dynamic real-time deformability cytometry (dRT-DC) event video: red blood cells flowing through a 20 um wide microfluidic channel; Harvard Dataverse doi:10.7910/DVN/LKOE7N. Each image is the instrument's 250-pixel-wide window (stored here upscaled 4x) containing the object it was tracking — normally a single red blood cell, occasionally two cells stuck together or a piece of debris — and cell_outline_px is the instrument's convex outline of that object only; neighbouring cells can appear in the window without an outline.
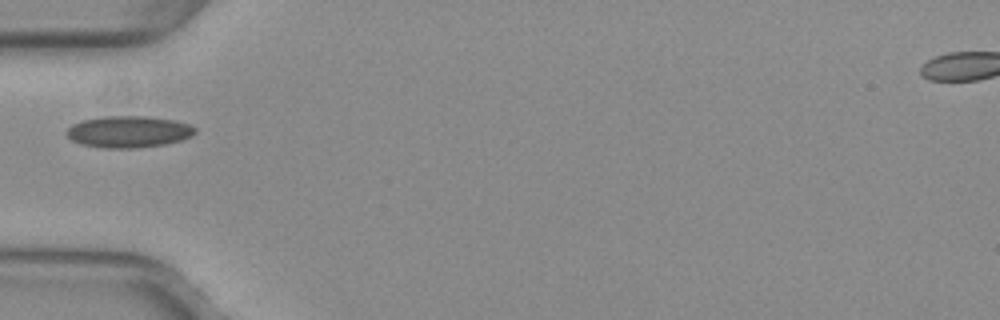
{"species": "common noctule bat (a hibernating species)", "species_latin": "Nyctalus noctula", "temperature_condition": "warm", "stored_images_in_passage": 35, "camera_frame_rate_fps": 3000, "um_per_image_px": 0.085, "animal": {"sex": "female", "body_mass_g": 29.2, "forearm_length_mm": 56.3}, "frame": {"image": 1, "passage_image": 1, "time_ms": 0.0, "image_size_px": [1000, 320], "cell_outline_px": [[196, 132], [192, 136], [180, 140], [164, 144], [136, 148], [104, 148], [80, 144], [72, 140], [64, 132], [72, 124], [84, 120], [104, 116], [148, 116], [176, 120], [192, 124], [196, 128]], "centroid_in_image_um": [10.95, 11.19], "position_along_channel_um": 74.0, "area_um2": 23.87}}
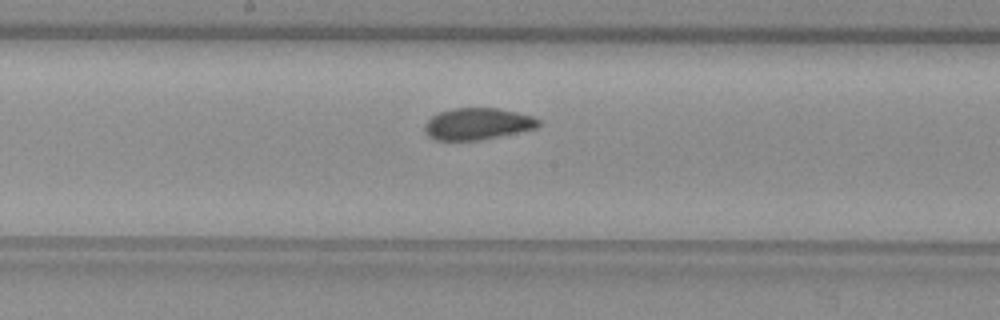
{"frame": {"image": 2, "passage_image": 11, "time_ms": 3.333, "image_size_px": [1000, 320], "cell_outline_px": [[540, 124], [536, 128], [476, 140], [436, 140], [428, 136], [424, 132], [424, 124], [432, 116], [440, 112], [452, 108], [500, 108], [532, 116], [540, 120]], "centroid_in_image_um": [40.55, 10.51], "position_along_channel_um": 207.6, "area_um2": 20.81}}
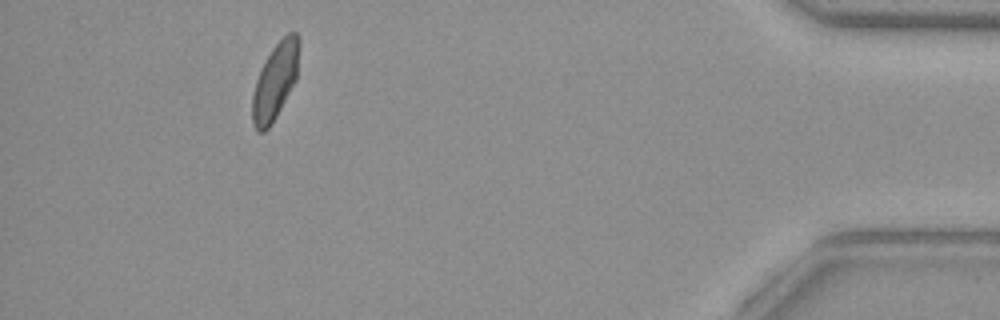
{"frame": {"image": 3, "passage_image": 31, "time_ms": 10.0, "image_size_px": [1000, 320], "cell_outline_px": [[300, 44], [296, 80], [276, 116], [268, 128], [264, 132], [256, 132], [252, 124], [252, 96], [256, 80], [260, 68], [264, 60], [272, 48], [288, 32], [296, 32], [300, 36]], "centroid_in_image_um": [23.38, 6.88], "position_along_channel_um": 411.8, "area_um2": 20.98}}